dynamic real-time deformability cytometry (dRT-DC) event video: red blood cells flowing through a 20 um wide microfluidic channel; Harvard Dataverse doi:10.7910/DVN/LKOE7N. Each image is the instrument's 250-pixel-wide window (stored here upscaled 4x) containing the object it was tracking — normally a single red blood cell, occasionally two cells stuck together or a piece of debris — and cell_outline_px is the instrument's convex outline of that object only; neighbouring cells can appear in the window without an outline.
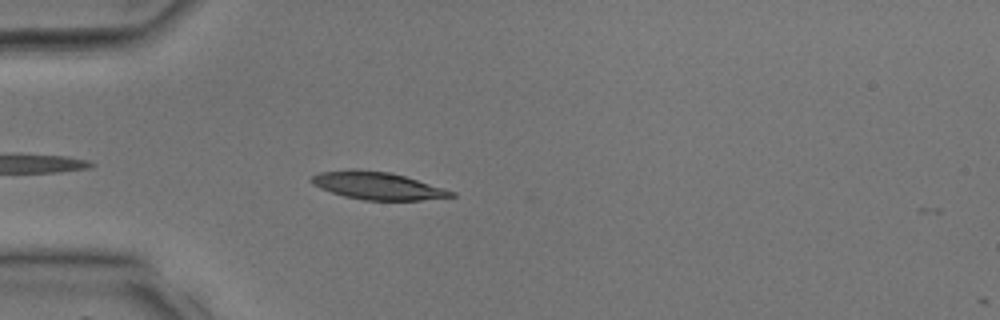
{"species": "common noctule bat (a hibernating species)", "species_latin": "Nyctalus noctula", "temperature_condition": "room temperature", "stored_images_in_passage": 2, "camera_frame_rate_fps": 3000, "um_per_image_px": 0.085, "animal": {"sex": "male", "body_mass_g": 17.9, "forearm_length_mm": 54.2}, "frame": {"image": 1, "passage_image": 1, "time_ms": 0.0, "image_size_px": [1000, 320], "cell_outline_px": [[456, 196], [420, 200], [364, 200], [344, 196], [320, 188], [312, 184], [308, 180], [312, 176], [320, 172], [352, 168], [356, 168], [392, 172], [456, 192]], "centroid_in_image_um": [32.05, 15.77], "position_along_channel_um": 53.0, "area_um2": 22.6}}